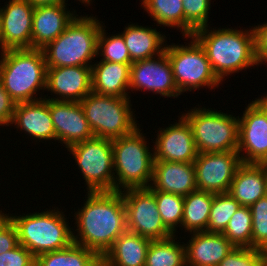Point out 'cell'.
I'll return each mask as SVG.
<instances>
[{"label":"cell","instance_id":"obj_1","mask_svg":"<svg viewBox=\"0 0 267 266\" xmlns=\"http://www.w3.org/2000/svg\"><path fill=\"white\" fill-rule=\"evenodd\" d=\"M87 193L84 207L75 216L78 235L73 233V243L92 250L102 258L127 231L123 195L118 191Z\"/></svg>","mask_w":267,"mask_h":266},{"label":"cell","instance_id":"obj_2","mask_svg":"<svg viewBox=\"0 0 267 266\" xmlns=\"http://www.w3.org/2000/svg\"><path fill=\"white\" fill-rule=\"evenodd\" d=\"M193 36L205 49L208 60L217 78L258 65L255 53L254 30L198 29Z\"/></svg>","mask_w":267,"mask_h":266},{"label":"cell","instance_id":"obj_3","mask_svg":"<svg viewBox=\"0 0 267 266\" xmlns=\"http://www.w3.org/2000/svg\"><path fill=\"white\" fill-rule=\"evenodd\" d=\"M1 54L0 81L15 103L43 99H33L37 90L46 88L47 67L42 49H9Z\"/></svg>","mask_w":267,"mask_h":266},{"label":"cell","instance_id":"obj_4","mask_svg":"<svg viewBox=\"0 0 267 266\" xmlns=\"http://www.w3.org/2000/svg\"><path fill=\"white\" fill-rule=\"evenodd\" d=\"M101 26L93 16L75 17L65 31L42 49L46 67L92 66L88 63L97 55Z\"/></svg>","mask_w":267,"mask_h":266},{"label":"cell","instance_id":"obj_5","mask_svg":"<svg viewBox=\"0 0 267 266\" xmlns=\"http://www.w3.org/2000/svg\"><path fill=\"white\" fill-rule=\"evenodd\" d=\"M63 215L54 209L8 217L17 230L18 243L37 257L65 249L73 243V232Z\"/></svg>","mask_w":267,"mask_h":266},{"label":"cell","instance_id":"obj_6","mask_svg":"<svg viewBox=\"0 0 267 266\" xmlns=\"http://www.w3.org/2000/svg\"><path fill=\"white\" fill-rule=\"evenodd\" d=\"M137 127L133 132L112 140L115 191L148 188L154 168V154ZM124 191H122V188ZM121 188V189H120Z\"/></svg>","mask_w":267,"mask_h":266},{"label":"cell","instance_id":"obj_7","mask_svg":"<svg viewBox=\"0 0 267 266\" xmlns=\"http://www.w3.org/2000/svg\"><path fill=\"white\" fill-rule=\"evenodd\" d=\"M129 98L100 95L93 91L80 101L95 137L117 139L138 126L133 118Z\"/></svg>","mask_w":267,"mask_h":266},{"label":"cell","instance_id":"obj_8","mask_svg":"<svg viewBox=\"0 0 267 266\" xmlns=\"http://www.w3.org/2000/svg\"><path fill=\"white\" fill-rule=\"evenodd\" d=\"M182 116L191 126L198 153L238 151L237 117L206 108H194Z\"/></svg>","mask_w":267,"mask_h":266},{"label":"cell","instance_id":"obj_9","mask_svg":"<svg viewBox=\"0 0 267 266\" xmlns=\"http://www.w3.org/2000/svg\"><path fill=\"white\" fill-rule=\"evenodd\" d=\"M188 46L167 45L165 52L172 65L173 77L178 91L196 90L199 87H218L221 84L217 78L203 46L192 35Z\"/></svg>","mask_w":267,"mask_h":266},{"label":"cell","instance_id":"obj_10","mask_svg":"<svg viewBox=\"0 0 267 266\" xmlns=\"http://www.w3.org/2000/svg\"><path fill=\"white\" fill-rule=\"evenodd\" d=\"M68 150L81 169L89 192L115 191L112 140L94 136Z\"/></svg>","mask_w":267,"mask_h":266},{"label":"cell","instance_id":"obj_11","mask_svg":"<svg viewBox=\"0 0 267 266\" xmlns=\"http://www.w3.org/2000/svg\"><path fill=\"white\" fill-rule=\"evenodd\" d=\"M125 192L122 195L127 231L151 241L164 240L175 235L164 225L154 193L149 188L127 189Z\"/></svg>","mask_w":267,"mask_h":266},{"label":"cell","instance_id":"obj_12","mask_svg":"<svg viewBox=\"0 0 267 266\" xmlns=\"http://www.w3.org/2000/svg\"><path fill=\"white\" fill-rule=\"evenodd\" d=\"M197 190L228 193L236 170L242 164L238 152L198 153L193 162Z\"/></svg>","mask_w":267,"mask_h":266},{"label":"cell","instance_id":"obj_13","mask_svg":"<svg viewBox=\"0 0 267 266\" xmlns=\"http://www.w3.org/2000/svg\"><path fill=\"white\" fill-rule=\"evenodd\" d=\"M239 118L238 154L242 163L267 162V113L255 102L248 104Z\"/></svg>","mask_w":267,"mask_h":266},{"label":"cell","instance_id":"obj_14","mask_svg":"<svg viewBox=\"0 0 267 266\" xmlns=\"http://www.w3.org/2000/svg\"><path fill=\"white\" fill-rule=\"evenodd\" d=\"M0 8V49L32 48L34 6L28 0H9Z\"/></svg>","mask_w":267,"mask_h":266},{"label":"cell","instance_id":"obj_15","mask_svg":"<svg viewBox=\"0 0 267 266\" xmlns=\"http://www.w3.org/2000/svg\"><path fill=\"white\" fill-rule=\"evenodd\" d=\"M157 59L153 57L131 64L129 89H143L164 97H178L181 93L175 84L167 53L163 52Z\"/></svg>","mask_w":267,"mask_h":266},{"label":"cell","instance_id":"obj_16","mask_svg":"<svg viewBox=\"0 0 267 266\" xmlns=\"http://www.w3.org/2000/svg\"><path fill=\"white\" fill-rule=\"evenodd\" d=\"M154 149L155 161L193 163L198 151L188 121L181 116L179 122L161 129L157 135Z\"/></svg>","mask_w":267,"mask_h":266},{"label":"cell","instance_id":"obj_17","mask_svg":"<svg viewBox=\"0 0 267 266\" xmlns=\"http://www.w3.org/2000/svg\"><path fill=\"white\" fill-rule=\"evenodd\" d=\"M49 110L56 140L66 144V148L94 137L80 102L49 98Z\"/></svg>","mask_w":267,"mask_h":266},{"label":"cell","instance_id":"obj_18","mask_svg":"<svg viewBox=\"0 0 267 266\" xmlns=\"http://www.w3.org/2000/svg\"><path fill=\"white\" fill-rule=\"evenodd\" d=\"M46 89L60 95L51 100L80 102L92 92L91 66L47 68Z\"/></svg>","mask_w":267,"mask_h":266},{"label":"cell","instance_id":"obj_19","mask_svg":"<svg viewBox=\"0 0 267 266\" xmlns=\"http://www.w3.org/2000/svg\"><path fill=\"white\" fill-rule=\"evenodd\" d=\"M66 3L34 7L32 48L43 49L55 40L78 15L66 11Z\"/></svg>","mask_w":267,"mask_h":266},{"label":"cell","instance_id":"obj_20","mask_svg":"<svg viewBox=\"0 0 267 266\" xmlns=\"http://www.w3.org/2000/svg\"><path fill=\"white\" fill-rule=\"evenodd\" d=\"M152 181V186L148 187L151 191L186 196L197 190L193 163L154 161Z\"/></svg>","mask_w":267,"mask_h":266},{"label":"cell","instance_id":"obj_21","mask_svg":"<svg viewBox=\"0 0 267 266\" xmlns=\"http://www.w3.org/2000/svg\"><path fill=\"white\" fill-rule=\"evenodd\" d=\"M185 246L186 266H217L235 247L222 233L192 232Z\"/></svg>","mask_w":267,"mask_h":266},{"label":"cell","instance_id":"obj_22","mask_svg":"<svg viewBox=\"0 0 267 266\" xmlns=\"http://www.w3.org/2000/svg\"><path fill=\"white\" fill-rule=\"evenodd\" d=\"M11 124L26 131L34 139L56 140L49 110V99L16 103Z\"/></svg>","mask_w":267,"mask_h":266},{"label":"cell","instance_id":"obj_23","mask_svg":"<svg viewBox=\"0 0 267 266\" xmlns=\"http://www.w3.org/2000/svg\"><path fill=\"white\" fill-rule=\"evenodd\" d=\"M228 194L241 206L248 207L267 195L266 165L242 163L236 170Z\"/></svg>","mask_w":267,"mask_h":266},{"label":"cell","instance_id":"obj_24","mask_svg":"<svg viewBox=\"0 0 267 266\" xmlns=\"http://www.w3.org/2000/svg\"><path fill=\"white\" fill-rule=\"evenodd\" d=\"M131 64L100 61L91 66L92 91L100 95L128 98Z\"/></svg>","mask_w":267,"mask_h":266},{"label":"cell","instance_id":"obj_25","mask_svg":"<svg viewBox=\"0 0 267 266\" xmlns=\"http://www.w3.org/2000/svg\"><path fill=\"white\" fill-rule=\"evenodd\" d=\"M151 240L126 231L101 258L104 266H145Z\"/></svg>","mask_w":267,"mask_h":266},{"label":"cell","instance_id":"obj_26","mask_svg":"<svg viewBox=\"0 0 267 266\" xmlns=\"http://www.w3.org/2000/svg\"><path fill=\"white\" fill-rule=\"evenodd\" d=\"M128 48L131 61L145 60L158 56L165 52V35L154 28H146L138 25H128L121 34ZM156 54V55H155Z\"/></svg>","mask_w":267,"mask_h":266},{"label":"cell","instance_id":"obj_27","mask_svg":"<svg viewBox=\"0 0 267 266\" xmlns=\"http://www.w3.org/2000/svg\"><path fill=\"white\" fill-rule=\"evenodd\" d=\"M212 201L213 193L203 190H195L184 196L182 227L190 234L192 231H206Z\"/></svg>","mask_w":267,"mask_h":266},{"label":"cell","instance_id":"obj_28","mask_svg":"<svg viewBox=\"0 0 267 266\" xmlns=\"http://www.w3.org/2000/svg\"><path fill=\"white\" fill-rule=\"evenodd\" d=\"M101 258L92 250L72 243L69 247L36 257L35 266H99Z\"/></svg>","mask_w":267,"mask_h":266},{"label":"cell","instance_id":"obj_29","mask_svg":"<svg viewBox=\"0 0 267 266\" xmlns=\"http://www.w3.org/2000/svg\"><path fill=\"white\" fill-rule=\"evenodd\" d=\"M174 237L151 241L145 266H186L185 245L181 246Z\"/></svg>","mask_w":267,"mask_h":266},{"label":"cell","instance_id":"obj_30","mask_svg":"<svg viewBox=\"0 0 267 266\" xmlns=\"http://www.w3.org/2000/svg\"><path fill=\"white\" fill-rule=\"evenodd\" d=\"M143 8L159 25L178 27L183 33L182 0H142Z\"/></svg>","mask_w":267,"mask_h":266},{"label":"cell","instance_id":"obj_31","mask_svg":"<svg viewBox=\"0 0 267 266\" xmlns=\"http://www.w3.org/2000/svg\"><path fill=\"white\" fill-rule=\"evenodd\" d=\"M235 247L252 248V214L250 207L240 206L222 232Z\"/></svg>","mask_w":267,"mask_h":266},{"label":"cell","instance_id":"obj_32","mask_svg":"<svg viewBox=\"0 0 267 266\" xmlns=\"http://www.w3.org/2000/svg\"><path fill=\"white\" fill-rule=\"evenodd\" d=\"M240 206L241 205L228 193H213V201L206 232L222 233L226 229L229 220Z\"/></svg>","mask_w":267,"mask_h":266},{"label":"cell","instance_id":"obj_33","mask_svg":"<svg viewBox=\"0 0 267 266\" xmlns=\"http://www.w3.org/2000/svg\"><path fill=\"white\" fill-rule=\"evenodd\" d=\"M152 192L164 225L174 234L176 232L175 227L182 224L184 196L163 191Z\"/></svg>","mask_w":267,"mask_h":266},{"label":"cell","instance_id":"obj_34","mask_svg":"<svg viewBox=\"0 0 267 266\" xmlns=\"http://www.w3.org/2000/svg\"><path fill=\"white\" fill-rule=\"evenodd\" d=\"M104 31L105 29H103L102 25L97 40V55L101 54L103 56L101 61L132 64L123 36L118 34L107 37Z\"/></svg>","mask_w":267,"mask_h":266},{"label":"cell","instance_id":"obj_35","mask_svg":"<svg viewBox=\"0 0 267 266\" xmlns=\"http://www.w3.org/2000/svg\"><path fill=\"white\" fill-rule=\"evenodd\" d=\"M183 1V36H192L198 29L208 28V11L211 0Z\"/></svg>","mask_w":267,"mask_h":266},{"label":"cell","instance_id":"obj_36","mask_svg":"<svg viewBox=\"0 0 267 266\" xmlns=\"http://www.w3.org/2000/svg\"><path fill=\"white\" fill-rule=\"evenodd\" d=\"M252 214V248L267 252V195L250 206Z\"/></svg>","mask_w":267,"mask_h":266},{"label":"cell","instance_id":"obj_37","mask_svg":"<svg viewBox=\"0 0 267 266\" xmlns=\"http://www.w3.org/2000/svg\"><path fill=\"white\" fill-rule=\"evenodd\" d=\"M217 266H267V252L247 247H234Z\"/></svg>","mask_w":267,"mask_h":266},{"label":"cell","instance_id":"obj_38","mask_svg":"<svg viewBox=\"0 0 267 266\" xmlns=\"http://www.w3.org/2000/svg\"><path fill=\"white\" fill-rule=\"evenodd\" d=\"M35 264L36 257L21 244L0 254V266H35Z\"/></svg>","mask_w":267,"mask_h":266},{"label":"cell","instance_id":"obj_39","mask_svg":"<svg viewBox=\"0 0 267 266\" xmlns=\"http://www.w3.org/2000/svg\"><path fill=\"white\" fill-rule=\"evenodd\" d=\"M0 211V254L12 250L18 243L17 230L8 215Z\"/></svg>","mask_w":267,"mask_h":266},{"label":"cell","instance_id":"obj_40","mask_svg":"<svg viewBox=\"0 0 267 266\" xmlns=\"http://www.w3.org/2000/svg\"><path fill=\"white\" fill-rule=\"evenodd\" d=\"M15 106V101L3 88L2 82L0 81V126L11 125Z\"/></svg>","mask_w":267,"mask_h":266},{"label":"cell","instance_id":"obj_41","mask_svg":"<svg viewBox=\"0 0 267 266\" xmlns=\"http://www.w3.org/2000/svg\"><path fill=\"white\" fill-rule=\"evenodd\" d=\"M255 35V53L259 64L267 63V23L253 28Z\"/></svg>","mask_w":267,"mask_h":266},{"label":"cell","instance_id":"obj_42","mask_svg":"<svg viewBox=\"0 0 267 266\" xmlns=\"http://www.w3.org/2000/svg\"><path fill=\"white\" fill-rule=\"evenodd\" d=\"M34 7L40 5H54L59 3H65L64 0H28Z\"/></svg>","mask_w":267,"mask_h":266},{"label":"cell","instance_id":"obj_43","mask_svg":"<svg viewBox=\"0 0 267 266\" xmlns=\"http://www.w3.org/2000/svg\"><path fill=\"white\" fill-rule=\"evenodd\" d=\"M255 102L267 113V102L261 98L256 99Z\"/></svg>","mask_w":267,"mask_h":266},{"label":"cell","instance_id":"obj_44","mask_svg":"<svg viewBox=\"0 0 267 266\" xmlns=\"http://www.w3.org/2000/svg\"><path fill=\"white\" fill-rule=\"evenodd\" d=\"M64 1H65V0H64ZM79 1H81V0H79ZM90 1H91V0H82L81 2H82V3H87V4L90 5Z\"/></svg>","mask_w":267,"mask_h":266},{"label":"cell","instance_id":"obj_45","mask_svg":"<svg viewBox=\"0 0 267 266\" xmlns=\"http://www.w3.org/2000/svg\"><path fill=\"white\" fill-rule=\"evenodd\" d=\"M262 99L267 102V96H264Z\"/></svg>","mask_w":267,"mask_h":266}]
</instances>
